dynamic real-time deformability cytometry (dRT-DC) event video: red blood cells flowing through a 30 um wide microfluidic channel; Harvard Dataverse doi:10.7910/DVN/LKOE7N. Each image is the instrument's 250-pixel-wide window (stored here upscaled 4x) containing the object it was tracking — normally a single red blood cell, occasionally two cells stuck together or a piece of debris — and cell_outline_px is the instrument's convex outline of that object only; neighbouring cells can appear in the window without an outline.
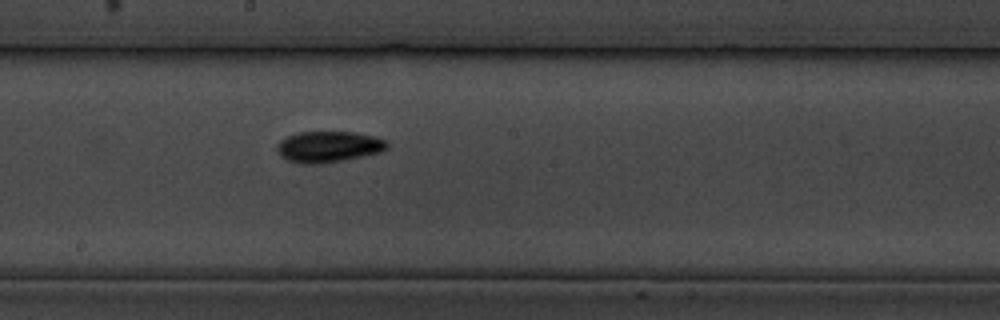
{"species": "common noctule bat (a hibernating species)", "species_latin": "Nyctalus noctula", "temperature_condition": "cold", "stored_images_in_passage": 9, "camera_frame_rate_fps": 3000, "um_per_image_px": 0.085, "animal": {"sex": "male", "body_mass_g": 19.5, "forearm_length_mm": 54.6}, "frame": {"image": 1, "passage_image": 9, "time_ms": 10.0, "image_size_px": [1000, 320], "cell_outline_px": [[388, 148], [380, 152], [364, 156], [320, 164], [304, 164], [288, 160], [280, 156], [276, 148], [276, 144], [280, 140], [296, 132], [356, 132], [376, 136], [388, 140]], "centroid_in_image_um": [27.94, 12.46], "position_along_channel_um": 220.3, "area_um2": 20.17}}